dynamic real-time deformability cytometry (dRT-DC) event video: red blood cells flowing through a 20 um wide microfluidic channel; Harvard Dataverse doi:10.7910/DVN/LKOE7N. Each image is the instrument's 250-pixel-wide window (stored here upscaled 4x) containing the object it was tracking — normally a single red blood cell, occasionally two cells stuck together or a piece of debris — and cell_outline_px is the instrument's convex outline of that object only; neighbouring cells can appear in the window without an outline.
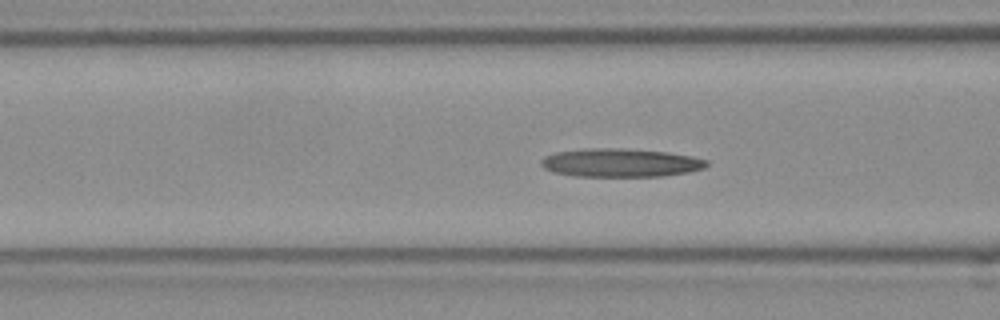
{"species": "Egyptian fruit bat (a non-hibernating species)", "species_latin": "Rousettus aegyptiacus", "temperature_condition": "room temperature", "stored_images_in_passage": 39, "camera_frame_rate_fps": 3000, "um_per_image_px": 0.085, "frame": {"image": 1, "passage_image": 6, "time_ms": 1.667, "image_size_px": [1000, 320], "cell_outline_px": [[708, 164], [704, 168], [688, 172], [660, 176], [576, 176], [552, 172], [544, 168], [540, 164], [540, 160], [544, 156], [556, 152], [588, 148], [620, 148], [668, 152], [692, 156], [708, 160]], "centroid_in_image_um": [52.72, 13.83], "position_along_channel_um": 113.9, "area_um2": 27.46}, "authors_computed_cell_mechanics": {"area_um2": 25.7788, "velocity_mm_per_s": 3.9639, "shape_relaxation_time_tau1_ms": null, "shape_relaxation_time_tau2_ms": 9.3441, "deformation_change_tau1": null, "deformation_change_tau2": 0.2367}}